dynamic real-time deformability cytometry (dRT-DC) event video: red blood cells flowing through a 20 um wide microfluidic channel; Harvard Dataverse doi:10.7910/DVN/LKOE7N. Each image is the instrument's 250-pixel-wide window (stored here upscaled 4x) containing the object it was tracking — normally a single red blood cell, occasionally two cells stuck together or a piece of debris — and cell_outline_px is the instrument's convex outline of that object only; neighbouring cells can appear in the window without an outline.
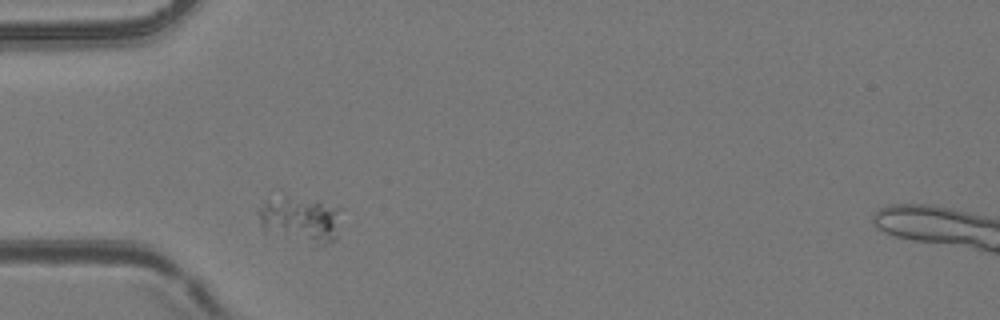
{"species": "common noctule bat (a hibernating species)", "species_latin": "Nyctalus noctula", "temperature_condition": "room temperature", "stored_images_in_passage": 2, "camera_frame_rate_fps": 3000, "um_per_image_px": 0.085, "animal": {"sex": "female", "body_mass_g": 24.6, "forearm_length_mm": 56.2}, "frame": {"image": 1, "passage_image": 1, "time_ms": 0.0, "image_size_px": [1000, 320], "cell_outline_px": [[344, 208], [336, 240], [324, 244], [264, 232], [260, 224], [256, 212], [256, 208], [280, 188], [320, 200]], "centroid_in_image_um": [25.49, 18.46], "position_along_channel_um": 59.5, "area_um2": 24.22}}